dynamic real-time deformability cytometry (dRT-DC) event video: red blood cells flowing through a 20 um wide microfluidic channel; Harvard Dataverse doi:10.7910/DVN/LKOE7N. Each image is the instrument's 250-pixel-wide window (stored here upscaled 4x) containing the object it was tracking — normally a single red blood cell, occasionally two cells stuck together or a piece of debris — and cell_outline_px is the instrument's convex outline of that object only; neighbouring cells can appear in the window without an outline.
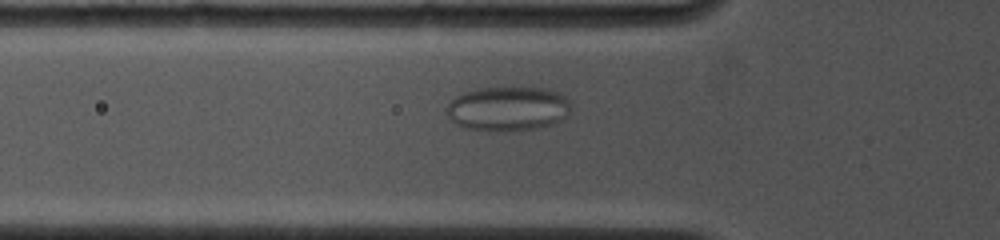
{"species": "common noctule bat (a hibernating species)", "species_latin": "Nyctalus noctula", "temperature_condition": "cold", "stored_images_in_passage": 7, "camera_frame_rate_fps": 4500, "um_per_image_px": 0.085, "animal": {"sex": "female", "body_mass_g": 19.0, "forearm_length_mm": 53.3}, "frame": {"image": 1, "passage_image": 6, "time_ms": 3.333, "image_size_px": [1000, 240], "cell_outline_px": [[572, 104], [568, 116], [552, 124], [532, 128], [504, 132], [500, 132], [464, 128], [456, 124], [448, 116], [448, 104], [456, 96], [464, 92], [480, 88], [540, 88], [556, 92], [564, 96]], "centroid_in_image_um": [43.17, 9.25], "position_along_channel_um": 82.6, "area_um2": 32.02}}